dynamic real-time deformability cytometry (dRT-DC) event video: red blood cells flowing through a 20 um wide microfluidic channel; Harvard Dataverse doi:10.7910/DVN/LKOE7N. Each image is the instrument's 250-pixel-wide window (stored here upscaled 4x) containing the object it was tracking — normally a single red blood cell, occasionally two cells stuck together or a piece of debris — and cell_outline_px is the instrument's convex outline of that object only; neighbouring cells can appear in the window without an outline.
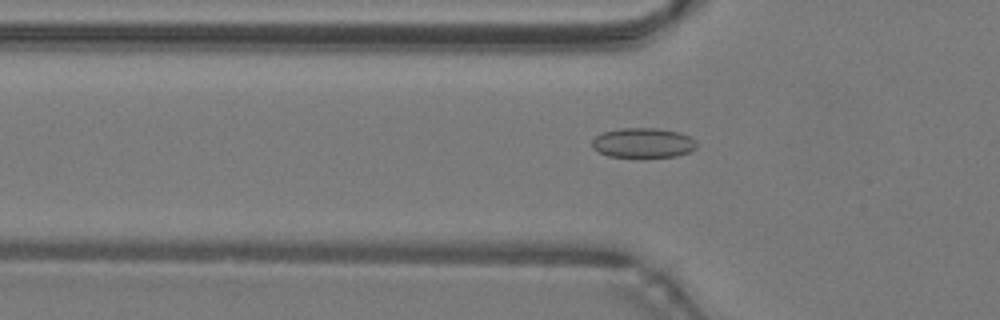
{"species": "common noctule bat (a hibernating species)", "species_latin": "Nyctalus noctula", "temperature_condition": "warm", "stored_images_in_passage": 35, "camera_frame_rate_fps": 3000, "um_per_image_px": 0.085, "animal": {"sex": "male", "body_mass_g": 19.2, "forearm_length_mm": 51.8}, "frame": {"image": 1, "passage_image": 3, "time_ms": 0.667, "image_size_px": [1000, 320], "cell_outline_px": [[696, 148], [688, 152], [676, 156], [608, 156], [592, 148], [592, 140], [596, 136], [604, 132], [620, 128], [656, 128], [680, 132], [696, 140]], "centroid_in_image_um": [54.66, 12.12], "position_along_channel_um": 71.1, "area_um2": 17.92}}
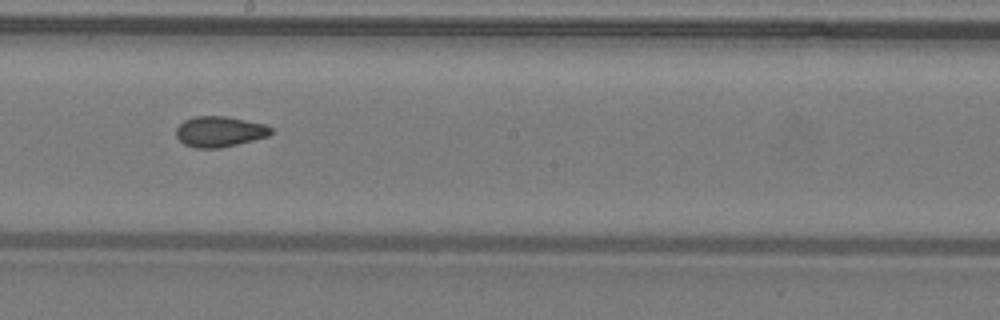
{"frame": {"image": 2, "passage_image": 14, "time_ms": 4.333, "image_size_px": [1000, 320], "cell_outline_px": [[272, 132], [268, 136], [220, 148], [196, 148], [184, 144], [176, 136], [176, 128], [184, 120], [192, 116], [224, 116], [264, 124], [272, 128]], "centroid_in_image_um": [18.63, 11.18], "position_along_channel_um": 229.6, "area_um2": 16.76}}
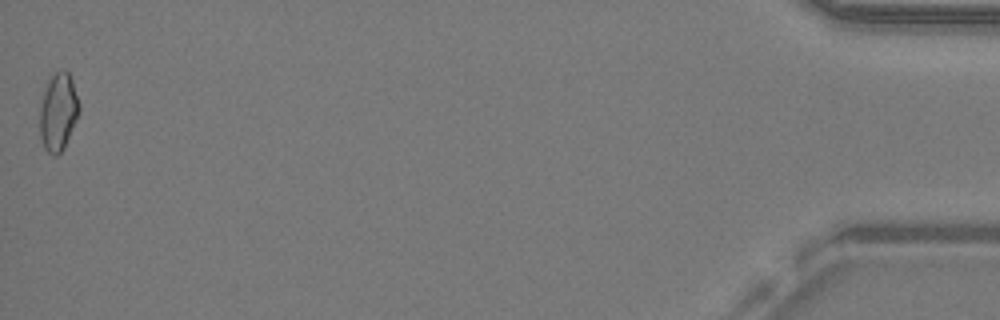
{"frame": {"image": 3, "passage_image": 35, "time_ms": 11.333, "image_size_px": [1000, 320], "cell_outline_px": [[80, 112], [64, 148], [56, 156], [52, 156], [44, 148], [40, 140], [40, 108], [44, 92], [48, 80], [56, 72], [64, 68], [68, 72], [72, 80], [80, 104]], "centroid_in_image_um": [4.96, 9.53], "position_along_channel_um": 430.2, "area_um2": 17.92}, "authors_computed_cell_mechanics": {"area_um2": 16.8776, "velocity_mm_per_s": 4.289, "shape_relaxation_time_tau1_ms": null, "shape_relaxation_time_tau2_ms": 2.8868, "deformation_change_tau1": null, "deformation_change_tau2": 0.0613}}